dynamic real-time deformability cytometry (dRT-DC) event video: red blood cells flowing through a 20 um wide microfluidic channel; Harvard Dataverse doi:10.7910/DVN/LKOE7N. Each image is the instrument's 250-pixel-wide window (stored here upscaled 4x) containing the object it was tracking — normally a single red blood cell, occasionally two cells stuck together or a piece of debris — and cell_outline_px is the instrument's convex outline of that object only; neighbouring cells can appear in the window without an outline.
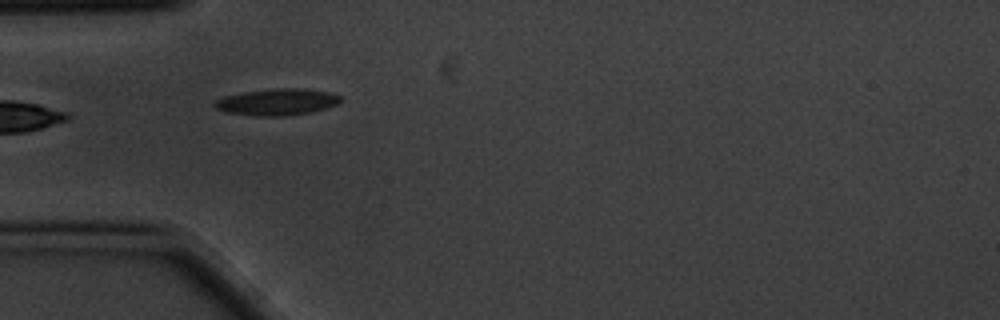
{"species": "common noctule bat (a hibernating species)", "species_latin": "Nyctalus noctula", "temperature_condition": "cold", "stored_images_in_passage": 6, "camera_frame_rate_fps": 3000, "um_per_image_px": 0.085, "animal": {"sex": "male", "body_mass_g": 20.1, "forearm_length_mm": 53.5}, "frame": {"image": 1, "passage_image": 4, "time_ms": 1.0, "image_size_px": [1000, 320], "cell_outline_px": [[344, 100], [328, 108], [312, 112], [288, 116], [252, 116], [224, 112], [216, 108], [212, 104], [216, 100], [224, 96], [244, 92], [276, 88], [300, 88], [328, 92], [340, 96]], "centroid_in_image_um": [23.55, 8.68], "position_along_channel_um": 61.4, "area_um2": 19.71}}